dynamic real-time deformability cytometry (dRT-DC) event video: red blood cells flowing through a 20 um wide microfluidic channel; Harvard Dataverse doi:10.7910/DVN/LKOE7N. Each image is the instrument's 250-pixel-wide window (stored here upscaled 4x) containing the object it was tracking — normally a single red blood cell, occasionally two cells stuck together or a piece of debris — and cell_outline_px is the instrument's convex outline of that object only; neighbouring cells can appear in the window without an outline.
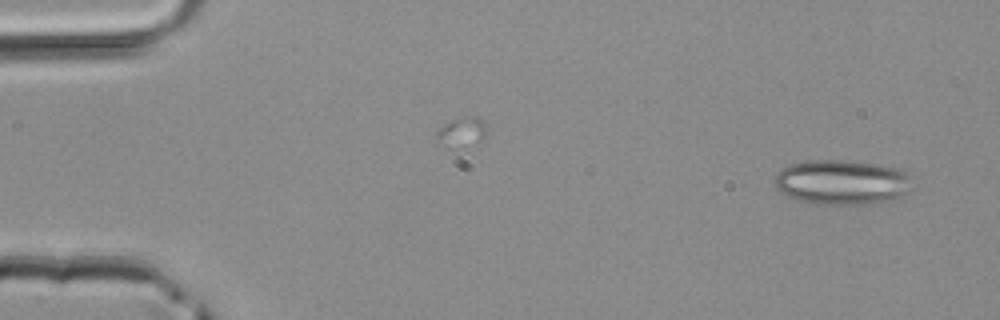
{"species": "common noctule bat (a hibernating species)", "species_latin": "Nyctalus noctula", "temperature_condition": "room temperature", "stored_images_in_passage": 3, "segment_of_instrument_passage": [2, 2], "camera_frame_rate_fps": 3000, "um_per_image_px": 0.085, "animal": {"sex": "male", "body_mass_g": 20.4}, "frame": {"image": 1, "passage_image": 3, "time_ms": 0.667, "image_size_px": [1000, 320], "cell_outline_px": [[912, 192], [892, 200], [872, 204], [824, 204], [796, 200], [780, 192], [776, 188], [776, 172], [780, 168], [788, 164], [812, 160], [840, 160], [876, 164], [900, 168], [904, 172], [912, 188]], "centroid_in_image_um": [71.56, 15.49], "position_along_channel_um": 13.4, "area_um2": 36.07}}